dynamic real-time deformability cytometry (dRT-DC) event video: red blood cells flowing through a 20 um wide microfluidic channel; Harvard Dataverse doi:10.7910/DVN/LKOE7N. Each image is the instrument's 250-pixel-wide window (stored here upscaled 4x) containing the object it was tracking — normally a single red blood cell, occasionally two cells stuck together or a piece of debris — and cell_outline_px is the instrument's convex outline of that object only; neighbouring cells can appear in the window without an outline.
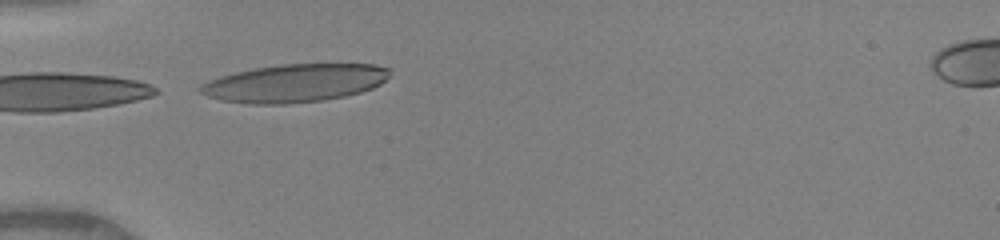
{"species": "human", "species_latin": "Homo sapiens", "temperature_condition": "warm", "stored_images_in_passage": 3, "camera_frame_rate_fps": 3000, "um_per_image_px": 0.085, "donor": {"sex": "female"}, "frame": {"image": 1, "passage_image": 1, "time_ms": 0.0, "image_size_px": [1000, 240], "cell_outline_px": [[392, 68], [388, 76], [380, 84], [372, 88], [360, 92], [344, 96], [320, 100], [284, 104], [252, 104], [220, 100], [208, 96], [200, 92], [196, 88], [200, 84], [208, 80], [220, 76], [236, 72], [256, 68], [280, 64], [376, 64]], "centroid_in_image_um": [25.03, 7.05], "position_along_channel_um": 60.0, "area_um2": 41.91}}